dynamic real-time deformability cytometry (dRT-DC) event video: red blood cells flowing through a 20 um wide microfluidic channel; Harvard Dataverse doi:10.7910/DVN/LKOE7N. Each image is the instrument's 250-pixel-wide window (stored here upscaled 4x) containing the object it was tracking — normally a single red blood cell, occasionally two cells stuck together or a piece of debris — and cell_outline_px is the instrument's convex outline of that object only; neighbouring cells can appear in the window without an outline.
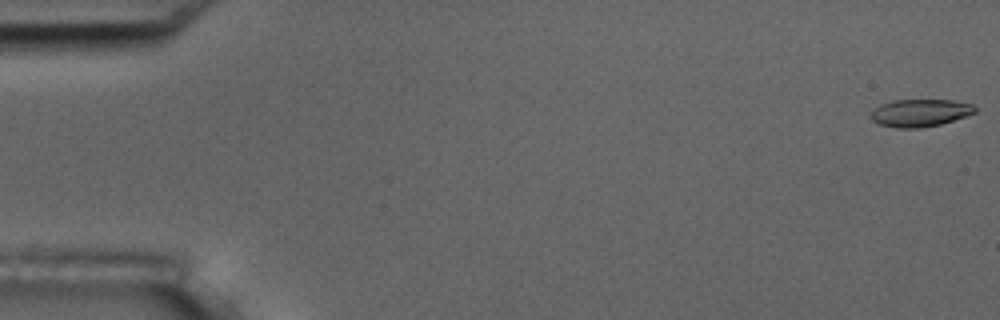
{"species": "common noctule bat (a hibernating species)", "species_latin": "Nyctalus noctula", "temperature_condition": "room temperature", "stored_images_in_passage": 9, "camera_frame_rate_fps": 3000, "um_per_image_px": 0.085, "animal": {"sex": "male", "body_mass_g": 17.5, "forearm_length_mm": 52.3}, "frame": {"image": 1, "passage_image": 1, "time_ms": 0.0, "image_size_px": [1000, 320], "cell_outline_px": [[976, 112], [940, 124], [920, 128], [896, 128], [880, 124], [872, 120], [868, 116], [880, 104], [892, 100], [952, 100], [972, 104], [976, 108]], "centroid_in_image_um": [78.17, 9.59], "position_along_channel_um": 6.8, "area_um2": 16.59}}